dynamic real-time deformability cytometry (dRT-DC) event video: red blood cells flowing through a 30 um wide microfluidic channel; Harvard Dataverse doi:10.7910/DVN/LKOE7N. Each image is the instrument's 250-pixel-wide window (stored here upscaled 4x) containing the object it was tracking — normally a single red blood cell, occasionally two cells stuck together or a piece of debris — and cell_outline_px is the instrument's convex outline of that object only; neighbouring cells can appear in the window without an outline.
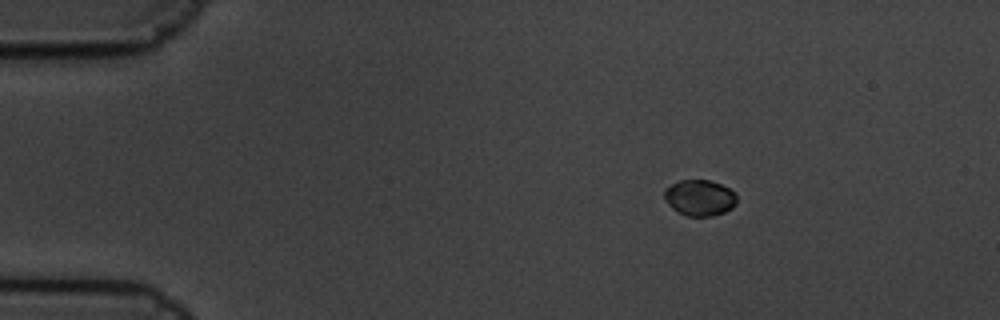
{"species": "common noctule bat (a hibernating species)", "species_latin": "Nyctalus noctula", "temperature_condition": "cold", "stored_images_in_passage": 4, "camera_frame_rate_fps": 3000, "um_per_image_px": 0.085, "animal": {"sex": "male", "body_mass_g": 19.5, "forearm_length_mm": 54.6}, "frame": {"image": 1, "passage_image": 1, "time_ms": 0.0, "image_size_px": [1000, 320], "cell_outline_px": [[736, 204], [732, 208], [724, 212], [712, 216], [688, 216], [672, 208], [664, 200], [664, 188], [680, 180], [708, 180], [720, 184], [736, 192]], "centroid_in_image_um": [59.47, 16.81], "position_along_channel_um": 25.5, "area_um2": 15.2}}
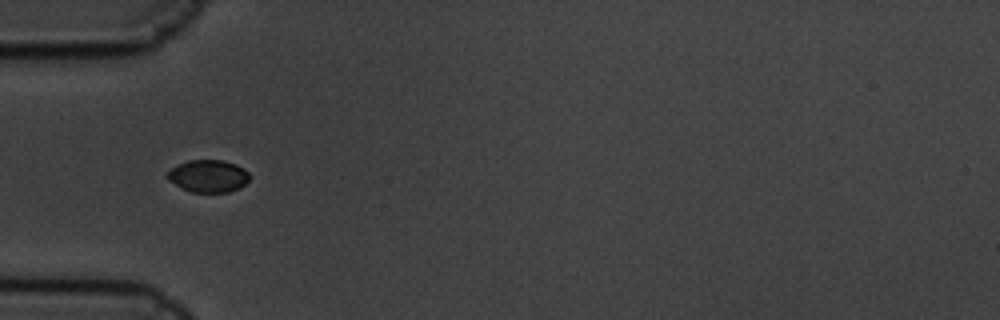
{"frame": {"image": 2, "passage_image": 3, "time_ms": 0.667, "image_size_px": [1000, 320], "cell_outline_px": [[248, 180], [240, 188], [228, 192], [192, 192], [168, 180], [168, 172], [172, 168], [188, 160], [220, 160], [236, 164], [244, 168], [248, 172]], "centroid_in_image_um": [17.73, 14.96], "position_along_channel_um": 67.3, "area_um2": 15.2}}
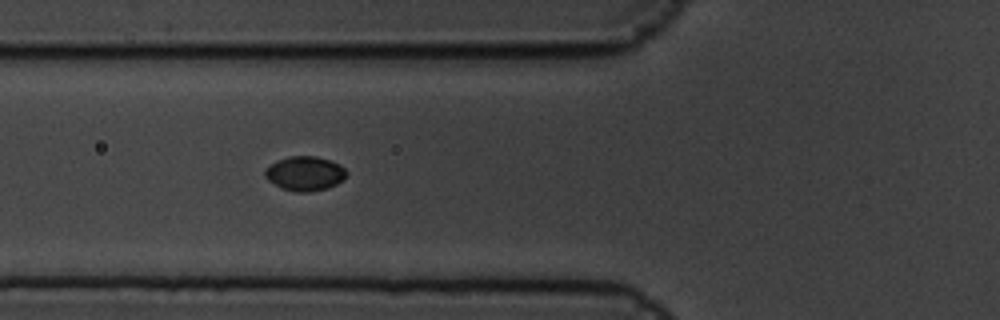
{"frame": {"image": 3, "passage_image": 4, "time_ms": 1.0, "image_size_px": [1000, 320], "cell_outline_px": [[348, 172], [344, 180], [328, 188], [308, 192], [296, 192], [280, 188], [268, 180], [264, 176], [264, 168], [288, 156], [316, 156], [340, 164]], "centroid_in_image_um": [25.92, 14.76], "position_along_channel_um": 99.9, "area_um2": 16.42}}